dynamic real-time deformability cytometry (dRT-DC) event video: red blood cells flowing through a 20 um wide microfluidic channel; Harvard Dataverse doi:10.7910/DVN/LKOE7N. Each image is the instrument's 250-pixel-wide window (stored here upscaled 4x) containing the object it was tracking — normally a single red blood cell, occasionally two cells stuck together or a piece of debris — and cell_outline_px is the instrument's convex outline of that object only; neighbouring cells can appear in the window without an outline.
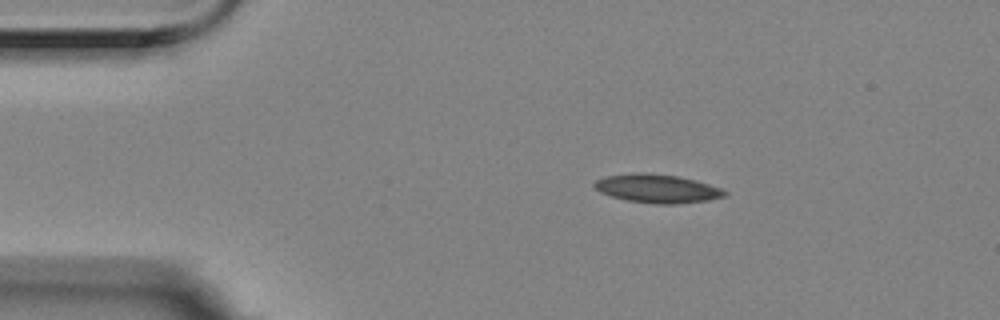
{"species": "Egyptian fruit bat (a non-hibernating species)", "species_latin": "Rousettus aegyptiacus", "temperature_condition": "room temperature", "stored_images_in_passage": 6, "camera_frame_rate_fps": 3000, "um_per_image_px": 0.085, "animal": {"sex": "female"}, "frame": {"image": 1, "passage_image": 1, "time_ms": 0.0, "image_size_px": [1000, 320], "cell_outline_px": [[728, 192], [724, 196], [708, 200], [676, 204], [656, 204], [628, 200], [612, 196], [600, 192], [592, 184], [596, 180], [604, 176], [640, 172], [676, 176], [696, 180], [720, 188]], "centroid_in_image_um": [55.85, 16.02], "position_along_channel_um": 29.2, "area_um2": 21.44}}
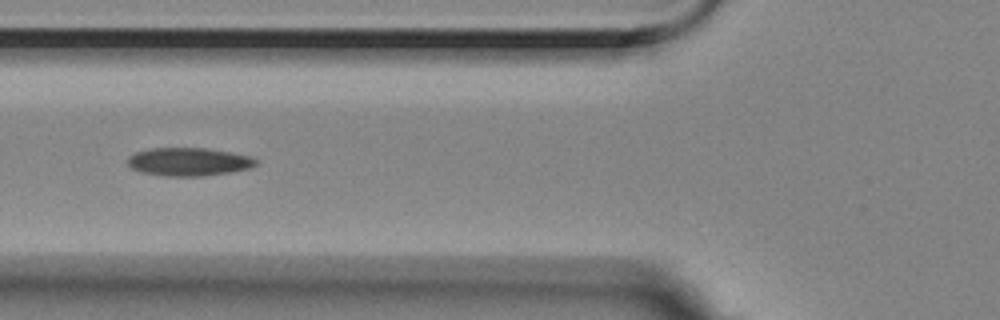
{"frame": {"image": 2, "passage_image": 4, "time_ms": 1.0, "image_size_px": [1000, 320], "cell_outline_px": [[256, 164], [252, 168], [232, 172], [204, 176], [168, 176], [144, 172], [132, 168], [128, 164], [128, 156], [136, 152], [152, 148], [204, 148], [228, 152], [248, 156], [256, 160]], "centroid_in_image_um": [16.05, 13.75], "position_along_channel_um": 109.8, "area_um2": 20.81}}
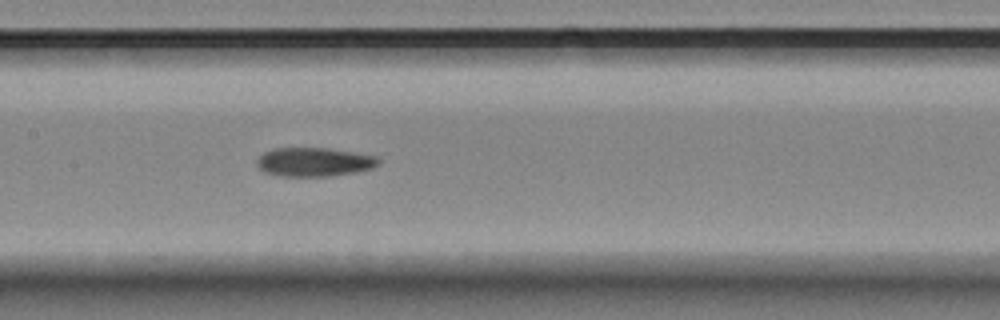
{"frame": {"image": 3, "passage_image": 6, "time_ms": 1.667, "image_size_px": [1000, 320], "cell_outline_px": [[380, 164], [372, 168], [356, 172], [328, 176], [280, 176], [264, 172], [256, 164], [256, 160], [264, 152], [276, 148], [328, 148], [376, 156], [380, 160]], "centroid_in_image_um": [26.7, 13.77], "position_along_channel_um": 180.7, "area_um2": 20.4}}